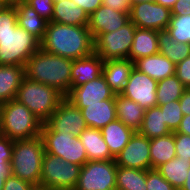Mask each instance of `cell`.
Segmentation results:
<instances>
[{
	"label": "cell",
	"instance_id": "obj_12",
	"mask_svg": "<svg viewBox=\"0 0 190 190\" xmlns=\"http://www.w3.org/2000/svg\"><path fill=\"white\" fill-rule=\"evenodd\" d=\"M129 15L136 27L159 31L169 26L171 10L156 2H144L131 6Z\"/></svg>",
	"mask_w": 190,
	"mask_h": 190
},
{
	"label": "cell",
	"instance_id": "obj_11",
	"mask_svg": "<svg viewBox=\"0 0 190 190\" xmlns=\"http://www.w3.org/2000/svg\"><path fill=\"white\" fill-rule=\"evenodd\" d=\"M55 133H71L79 137L87 128L81 110L64 97L59 106L45 122Z\"/></svg>",
	"mask_w": 190,
	"mask_h": 190
},
{
	"label": "cell",
	"instance_id": "obj_8",
	"mask_svg": "<svg viewBox=\"0 0 190 190\" xmlns=\"http://www.w3.org/2000/svg\"><path fill=\"white\" fill-rule=\"evenodd\" d=\"M40 136L46 153L80 166L88 161L79 137L71 133H55L46 123L42 125Z\"/></svg>",
	"mask_w": 190,
	"mask_h": 190
},
{
	"label": "cell",
	"instance_id": "obj_28",
	"mask_svg": "<svg viewBox=\"0 0 190 190\" xmlns=\"http://www.w3.org/2000/svg\"><path fill=\"white\" fill-rule=\"evenodd\" d=\"M176 157L173 132L158 138L150 139L151 169H157L160 165Z\"/></svg>",
	"mask_w": 190,
	"mask_h": 190
},
{
	"label": "cell",
	"instance_id": "obj_44",
	"mask_svg": "<svg viewBox=\"0 0 190 190\" xmlns=\"http://www.w3.org/2000/svg\"><path fill=\"white\" fill-rule=\"evenodd\" d=\"M171 15H190V0H177L171 9Z\"/></svg>",
	"mask_w": 190,
	"mask_h": 190
},
{
	"label": "cell",
	"instance_id": "obj_4",
	"mask_svg": "<svg viewBox=\"0 0 190 190\" xmlns=\"http://www.w3.org/2000/svg\"><path fill=\"white\" fill-rule=\"evenodd\" d=\"M44 154V143L41 136L14 141L10 162L12 175L28 181L40 189Z\"/></svg>",
	"mask_w": 190,
	"mask_h": 190
},
{
	"label": "cell",
	"instance_id": "obj_37",
	"mask_svg": "<svg viewBox=\"0 0 190 190\" xmlns=\"http://www.w3.org/2000/svg\"><path fill=\"white\" fill-rule=\"evenodd\" d=\"M147 190H176L157 169L146 170Z\"/></svg>",
	"mask_w": 190,
	"mask_h": 190
},
{
	"label": "cell",
	"instance_id": "obj_31",
	"mask_svg": "<svg viewBox=\"0 0 190 190\" xmlns=\"http://www.w3.org/2000/svg\"><path fill=\"white\" fill-rule=\"evenodd\" d=\"M159 53L175 65L190 56V44L175 41L167 29L158 31Z\"/></svg>",
	"mask_w": 190,
	"mask_h": 190
},
{
	"label": "cell",
	"instance_id": "obj_35",
	"mask_svg": "<svg viewBox=\"0 0 190 190\" xmlns=\"http://www.w3.org/2000/svg\"><path fill=\"white\" fill-rule=\"evenodd\" d=\"M163 112L164 121L171 132L177 131L183 118L179 100L164 105H157Z\"/></svg>",
	"mask_w": 190,
	"mask_h": 190
},
{
	"label": "cell",
	"instance_id": "obj_26",
	"mask_svg": "<svg viewBox=\"0 0 190 190\" xmlns=\"http://www.w3.org/2000/svg\"><path fill=\"white\" fill-rule=\"evenodd\" d=\"M24 77V67L0 65V104L15 99Z\"/></svg>",
	"mask_w": 190,
	"mask_h": 190
},
{
	"label": "cell",
	"instance_id": "obj_47",
	"mask_svg": "<svg viewBox=\"0 0 190 190\" xmlns=\"http://www.w3.org/2000/svg\"><path fill=\"white\" fill-rule=\"evenodd\" d=\"M12 175L10 162H0V190H3L6 177Z\"/></svg>",
	"mask_w": 190,
	"mask_h": 190
},
{
	"label": "cell",
	"instance_id": "obj_5",
	"mask_svg": "<svg viewBox=\"0 0 190 190\" xmlns=\"http://www.w3.org/2000/svg\"><path fill=\"white\" fill-rule=\"evenodd\" d=\"M64 97L56 88L24 77L15 99L45 123Z\"/></svg>",
	"mask_w": 190,
	"mask_h": 190
},
{
	"label": "cell",
	"instance_id": "obj_36",
	"mask_svg": "<svg viewBox=\"0 0 190 190\" xmlns=\"http://www.w3.org/2000/svg\"><path fill=\"white\" fill-rule=\"evenodd\" d=\"M17 10L15 5L0 6V35L9 34L17 26Z\"/></svg>",
	"mask_w": 190,
	"mask_h": 190
},
{
	"label": "cell",
	"instance_id": "obj_42",
	"mask_svg": "<svg viewBox=\"0 0 190 190\" xmlns=\"http://www.w3.org/2000/svg\"><path fill=\"white\" fill-rule=\"evenodd\" d=\"M14 141L0 134V162H11Z\"/></svg>",
	"mask_w": 190,
	"mask_h": 190
},
{
	"label": "cell",
	"instance_id": "obj_16",
	"mask_svg": "<svg viewBox=\"0 0 190 190\" xmlns=\"http://www.w3.org/2000/svg\"><path fill=\"white\" fill-rule=\"evenodd\" d=\"M115 95L105 77L100 75L95 80L72 88L65 97L73 104H94L106 99H115Z\"/></svg>",
	"mask_w": 190,
	"mask_h": 190
},
{
	"label": "cell",
	"instance_id": "obj_10",
	"mask_svg": "<svg viewBox=\"0 0 190 190\" xmlns=\"http://www.w3.org/2000/svg\"><path fill=\"white\" fill-rule=\"evenodd\" d=\"M116 172L115 159L87 161L73 190H116Z\"/></svg>",
	"mask_w": 190,
	"mask_h": 190
},
{
	"label": "cell",
	"instance_id": "obj_13",
	"mask_svg": "<svg viewBox=\"0 0 190 190\" xmlns=\"http://www.w3.org/2000/svg\"><path fill=\"white\" fill-rule=\"evenodd\" d=\"M157 81L133 68L121 95L140 104L145 110L157 106Z\"/></svg>",
	"mask_w": 190,
	"mask_h": 190
},
{
	"label": "cell",
	"instance_id": "obj_48",
	"mask_svg": "<svg viewBox=\"0 0 190 190\" xmlns=\"http://www.w3.org/2000/svg\"><path fill=\"white\" fill-rule=\"evenodd\" d=\"M176 132L190 135V115H183L180 126Z\"/></svg>",
	"mask_w": 190,
	"mask_h": 190
},
{
	"label": "cell",
	"instance_id": "obj_25",
	"mask_svg": "<svg viewBox=\"0 0 190 190\" xmlns=\"http://www.w3.org/2000/svg\"><path fill=\"white\" fill-rule=\"evenodd\" d=\"M79 139L85 148L88 161L115 159L105 143L101 129L87 127L80 134Z\"/></svg>",
	"mask_w": 190,
	"mask_h": 190
},
{
	"label": "cell",
	"instance_id": "obj_14",
	"mask_svg": "<svg viewBox=\"0 0 190 190\" xmlns=\"http://www.w3.org/2000/svg\"><path fill=\"white\" fill-rule=\"evenodd\" d=\"M117 166L150 170V139L135 132L128 144L116 156Z\"/></svg>",
	"mask_w": 190,
	"mask_h": 190
},
{
	"label": "cell",
	"instance_id": "obj_32",
	"mask_svg": "<svg viewBox=\"0 0 190 190\" xmlns=\"http://www.w3.org/2000/svg\"><path fill=\"white\" fill-rule=\"evenodd\" d=\"M116 190H147L146 170L117 166Z\"/></svg>",
	"mask_w": 190,
	"mask_h": 190
},
{
	"label": "cell",
	"instance_id": "obj_41",
	"mask_svg": "<svg viewBox=\"0 0 190 190\" xmlns=\"http://www.w3.org/2000/svg\"><path fill=\"white\" fill-rule=\"evenodd\" d=\"M37 187L28 181H24L16 176H8L4 181L3 190H36Z\"/></svg>",
	"mask_w": 190,
	"mask_h": 190
},
{
	"label": "cell",
	"instance_id": "obj_38",
	"mask_svg": "<svg viewBox=\"0 0 190 190\" xmlns=\"http://www.w3.org/2000/svg\"><path fill=\"white\" fill-rule=\"evenodd\" d=\"M27 5L32 7L39 16L51 21L53 17V0H23Z\"/></svg>",
	"mask_w": 190,
	"mask_h": 190
},
{
	"label": "cell",
	"instance_id": "obj_33",
	"mask_svg": "<svg viewBox=\"0 0 190 190\" xmlns=\"http://www.w3.org/2000/svg\"><path fill=\"white\" fill-rule=\"evenodd\" d=\"M185 89L176 75L158 81L156 90L157 105L179 100Z\"/></svg>",
	"mask_w": 190,
	"mask_h": 190
},
{
	"label": "cell",
	"instance_id": "obj_34",
	"mask_svg": "<svg viewBox=\"0 0 190 190\" xmlns=\"http://www.w3.org/2000/svg\"><path fill=\"white\" fill-rule=\"evenodd\" d=\"M167 30L175 41L190 44V15H171Z\"/></svg>",
	"mask_w": 190,
	"mask_h": 190
},
{
	"label": "cell",
	"instance_id": "obj_19",
	"mask_svg": "<svg viewBox=\"0 0 190 190\" xmlns=\"http://www.w3.org/2000/svg\"><path fill=\"white\" fill-rule=\"evenodd\" d=\"M134 62L130 59H110L103 63L102 75L115 94H120L129 79Z\"/></svg>",
	"mask_w": 190,
	"mask_h": 190
},
{
	"label": "cell",
	"instance_id": "obj_43",
	"mask_svg": "<svg viewBox=\"0 0 190 190\" xmlns=\"http://www.w3.org/2000/svg\"><path fill=\"white\" fill-rule=\"evenodd\" d=\"M90 16L103 3V0H72Z\"/></svg>",
	"mask_w": 190,
	"mask_h": 190
},
{
	"label": "cell",
	"instance_id": "obj_24",
	"mask_svg": "<svg viewBox=\"0 0 190 190\" xmlns=\"http://www.w3.org/2000/svg\"><path fill=\"white\" fill-rule=\"evenodd\" d=\"M51 21L67 25L88 26L89 16L72 0L54 1Z\"/></svg>",
	"mask_w": 190,
	"mask_h": 190
},
{
	"label": "cell",
	"instance_id": "obj_3",
	"mask_svg": "<svg viewBox=\"0 0 190 190\" xmlns=\"http://www.w3.org/2000/svg\"><path fill=\"white\" fill-rule=\"evenodd\" d=\"M43 122L25 105L12 99L0 104V134L10 140H27L40 136Z\"/></svg>",
	"mask_w": 190,
	"mask_h": 190
},
{
	"label": "cell",
	"instance_id": "obj_27",
	"mask_svg": "<svg viewBox=\"0 0 190 190\" xmlns=\"http://www.w3.org/2000/svg\"><path fill=\"white\" fill-rule=\"evenodd\" d=\"M101 132L105 143L108 145L109 151L114 158H116V156L128 144L130 138L135 133L118 119L108 123L101 129Z\"/></svg>",
	"mask_w": 190,
	"mask_h": 190
},
{
	"label": "cell",
	"instance_id": "obj_49",
	"mask_svg": "<svg viewBox=\"0 0 190 190\" xmlns=\"http://www.w3.org/2000/svg\"><path fill=\"white\" fill-rule=\"evenodd\" d=\"M176 1L177 0H156L155 2L171 10Z\"/></svg>",
	"mask_w": 190,
	"mask_h": 190
},
{
	"label": "cell",
	"instance_id": "obj_40",
	"mask_svg": "<svg viewBox=\"0 0 190 190\" xmlns=\"http://www.w3.org/2000/svg\"><path fill=\"white\" fill-rule=\"evenodd\" d=\"M175 75L185 88H190V56L176 64Z\"/></svg>",
	"mask_w": 190,
	"mask_h": 190
},
{
	"label": "cell",
	"instance_id": "obj_20",
	"mask_svg": "<svg viewBox=\"0 0 190 190\" xmlns=\"http://www.w3.org/2000/svg\"><path fill=\"white\" fill-rule=\"evenodd\" d=\"M175 67L168 57L160 53L134 61V68L157 82L175 75Z\"/></svg>",
	"mask_w": 190,
	"mask_h": 190
},
{
	"label": "cell",
	"instance_id": "obj_18",
	"mask_svg": "<svg viewBox=\"0 0 190 190\" xmlns=\"http://www.w3.org/2000/svg\"><path fill=\"white\" fill-rule=\"evenodd\" d=\"M104 61L98 54L73 60L71 70V89L95 80L102 75Z\"/></svg>",
	"mask_w": 190,
	"mask_h": 190
},
{
	"label": "cell",
	"instance_id": "obj_30",
	"mask_svg": "<svg viewBox=\"0 0 190 190\" xmlns=\"http://www.w3.org/2000/svg\"><path fill=\"white\" fill-rule=\"evenodd\" d=\"M189 168L190 160L174 157L172 160L160 165L157 171L176 190H180L186 181Z\"/></svg>",
	"mask_w": 190,
	"mask_h": 190
},
{
	"label": "cell",
	"instance_id": "obj_17",
	"mask_svg": "<svg viewBox=\"0 0 190 190\" xmlns=\"http://www.w3.org/2000/svg\"><path fill=\"white\" fill-rule=\"evenodd\" d=\"M81 110L87 127L102 129L117 119L115 99H106L94 104H74Z\"/></svg>",
	"mask_w": 190,
	"mask_h": 190
},
{
	"label": "cell",
	"instance_id": "obj_6",
	"mask_svg": "<svg viewBox=\"0 0 190 190\" xmlns=\"http://www.w3.org/2000/svg\"><path fill=\"white\" fill-rule=\"evenodd\" d=\"M40 48V41L17 24L9 34L0 35V65L25 67Z\"/></svg>",
	"mask_w": 190,
	"mask_h": 190
},
{
	"label": "cell",
	"instance_id": "obj_29",
	"mask_svg": "<svg viewBox=\"0 0 190 190\" xmlns=\"http://www.w3.org/2000/svg\"><path fill=\"white\" fill-rule=\"evenodd\" d=\"M138 133L149 139L172 133L164 121L163 112L159 106L145 110L142 125Z\"/></svg>",
	"mask_w": 190,
	"mask_h": 190
},
{
	"label": "cell",
	"instance_id": "obj_9",
	"mask_svg": "<svg viewBox=\"0 0 190 190\" xmlns=\"http://www.w3.org/2000/svg\"><path fill=\"white\" fill-rule=\"evenodd\" d=\"M136 26L129 21L116 31L98 34L94 38V53L103 60L129 59Z\"/></svg>",
	"mask_w": 190,
	"mask_h": 190
},
{
	"label": "cell",
	"instance_id": "obj_51",
	"mask_svg": "<svg viewBox=\"0 0 190 190\" xmlns=\"http://www.w3.org/2000/svg\"><path fill=\"white\" fill-rule=\"evenodd\" d=\"M156 0H129V7L139 4V3H144V2H155Z\"/></svg>",
	"mask_w": 190,
	"mask_h": 190
},
{
	"label": "cell",
	"instance_id": "obj_15",
	"mask_svg": "<svg viewBox=\"0 0 190 190\" xmlns=\"http://www.w3.org/2000/svg\"><path fill=\"white\" fill-rule=\"evenodd\" d=\"M129 21V12L115 10L102 4L89 16L88 29L95 38L98 34L116 31Z\"/></svg>",
	"mask_w": 190,
	"mask_h": 190
},
{
	"label": "cell",
	"instance_id": "obj_45",
	"mask_svg": "<svg viewBox=\"0 0 190 190\" xmlns=\"http://www.w3.org/2000/svg\"><path fill=\"white\" fill-rule=\"evenodd\" d=\"M102 4L115 10L130 12L129 0H103Z\"/></svg>",
	"mask_w": 190,
	"mask_h": 190
},
{
	"label": "cell",
	"instance_id": "obj_39",
	"mask_svg": "<svg viewBox=\"0 0 190 190\" xmlns=\"http://www.w3.org/2000/svg\"><path fill=\"white\" fill-rule=\"evenodd\" d=\"M176 157L190 160V135L173 132Z\"/></svg>",
	"mask_w": 190,
	"mask_h": 190
},
{
	"label": "cell",
	"instance_id": "obj_1",
	"mask_svg": "<svg viewBox=\"0 0 190 190\" xmlns=\"http://www.w3.org/2000/svg\"><path fill=\"white\" fill-rule=\"evenodd\" d=\"M40 44L44 51L72 60L94 53V38L88 26L49 21Z\"/></svg>",
	"mask_w": 190,
	"mask_h": 190
},
{
	"label": "cell",
	"instance_id": "obj_21",
	"mask_svg": "<svg viewBox=\"0 0 190 190\" xmlns=\"http://www.w3.org/2000/svg\"><path fill=\"white\" fill-rule=\"evenodd\" d=\"M115 110L119 121L134 132H139L145 114V109L140 104L121 94H116Z\"/></svg>",
	"mask_w": 190,
	"mask_h": 190
},
{
	"label": "cell",
	"instance_id": "obj_7",
	"mask_svg": "<svg viewBox=\"0 0 190 190\" xmlns=\"http://www.w3.org/2000/svg\"><path fill=\"white\" fill-rule=\"evenodd\" d=\"M81 167L45 152L42 160L40 189L73 190L77 185Z\"/></svg>",
	"mask_w": 190,
	"mask_h": 190
},
{
	"label": "cell",
	"instance_id": "obj_22",
	"mask_svg": "<svg viewBox=\"0 0 190 190\" xmlns=\"http://www.w3.org/2000/svg\"><path fill=\"white\" fill-rule=\"evenodd\" d=\"M17 10V23L40 42L43 40L48 22L23 0L15 4Z\"/></svg>",
	"mask_w": 190,
	"mask_h": 190
},
{
	"label": "cell",
	"instance_id": "obj_2",
	"mask_svg": "<svg viewBox=\"0 0 190 190\" xmlns=\"http://www.w3.org/2000/svg\"><path fill=\"white\" fill-rule=\"evenodd\" d=\"M73 60L43 49L36 51L26 62L25 77L56 88L66 96L71 90Z\"/></svg>",
	"mask_w": 190,
	"mask_h": 190
},
{
	"label": "cell",
	"instance_id": "obj_52",
	"mask_svg": "<svg viewBox=\"0 0 190 190\" xmlns=\"http://www.w3.org/2000/svg\"><path fill=\"white\" fill-rule=\"evenodd\" d=\"M20 0H0V6L1 5H15Z\"/></svg>",
	"mask_w": 190,
	"mask_h": 190
},
{
	"label": "cell",
	"instance_id": "obj_46",
	"mask_svg": "<svg viewBox=\"0 0 190 190\" xmlns=\"http://www.w3.org/2000/svg\"><path fill=\"white\" fill-rule=\"evenodd\" d=\"M183 115H190V88H186L179 99Z\"/></svg>",
	"mask_w": 190,
	"mask_h": 190
},
{
	"label": "cell",
	"instance_id": "obj_23",
	"mask_svg": "<svg viewBox=\"0 0 190 190\" xmlns=\"http://www.w3.org/2000/svg\"><path fill=\"white\" fill-rule=\"evenodd\" d=\"M159 53L158 31L136 27L129 59L134 62Z\"/></svg>",
	"mask_w": 190,
	"mask_h": 190
},
{
	"label": "cell",
	"instance_id": "obj_50",
	"mask_svg": "<svg viewBox=\"0 0 190 190\" xmlns=\"http://www.w3.org/2000/svg\"><path fill=\"white\" fill-rule=\"evenodd\" d=\"M180 190H190V168L188 169L186 181Z\"/></svg>",
	"mask_w": 190,
	"mask_h": 190
}]
</instances>
